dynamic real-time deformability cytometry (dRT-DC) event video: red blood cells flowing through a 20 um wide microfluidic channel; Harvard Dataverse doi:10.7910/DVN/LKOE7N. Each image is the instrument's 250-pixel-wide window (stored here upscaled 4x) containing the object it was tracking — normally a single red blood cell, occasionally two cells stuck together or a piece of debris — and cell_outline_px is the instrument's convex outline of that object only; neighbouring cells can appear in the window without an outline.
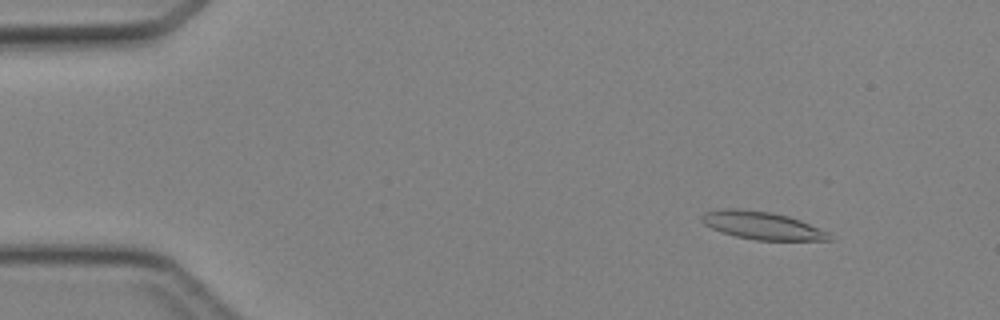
{"species": "Egyptian fruit bat (a non-hibernating species)", "species_latin": "Rousettus aegyptiacus", "temperature_condition": "cold", "stored_images_in_passage": 27, "camera_frame_rate_fps": 3000, "um_per_image_px": 0.085, "animal": {"sex": "female"}, "frame": {"image": 1, "passage_image": 5, "time_ms": 1.333, "image_size_px": [1000, 320], "cell_outline_px": [[832, 240], [756, 240], [736, 236], [720, 232], [704, 224], [700, 220], [700, 216], [704, 212], [724, 208], [736, 208], [772, 212], [788, 216], [800, 220], [824, 232]], "centroid_in_image_um": [64.65, 19.15], "position_along_channel_um": 20.3, "area_um2": 20.35}}
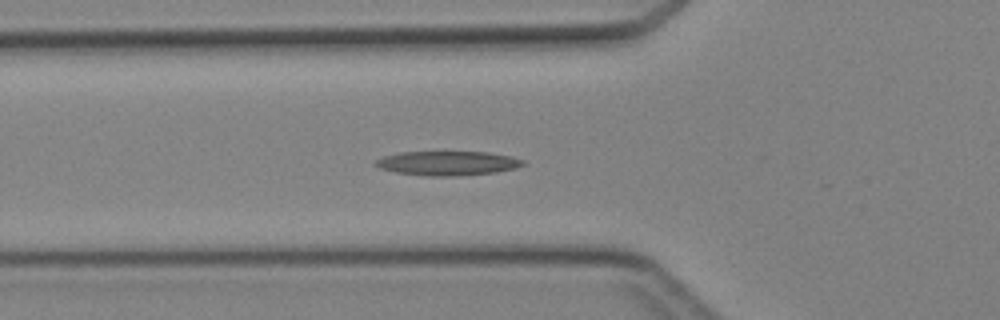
{"frame": {"image": 2, "passage_image": 16, "time_ms": 5.0, "image_size_px": [1000, 320], "cell_outline_px": [[524, 164], [516, 168], [496, 172], [460, 176], [428, 176], [396, 172], [380, 168], [372, 164], [376, 160], [384, 156], [400, 152], [488, 152], [512, 156], [524, 160]], "centroid_in_image_um": [38.06, 13.87], "position_along_channel_um": 87.7, "area_um2": 20.92}}
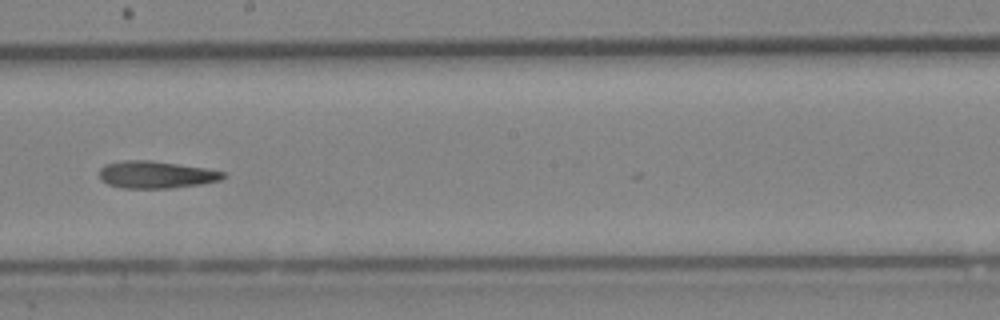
{"frame": {"image": 3, "passage_image": 26, "time_ms": 8.333, "image_size_px": [1000, 320], "cell_outline_px": [[224, 176], [220, 180], [200, 184], [172, 188], [124, 188], [108, 184], [100, 180], [100, 168], [104, 164], [124, 160], [148, 160], [204, 168], [224, 172]], "centroid_in_image_um": [13.21, 14.85], "position_along_channel_um": 235.0, "area_um2": 19.42}}